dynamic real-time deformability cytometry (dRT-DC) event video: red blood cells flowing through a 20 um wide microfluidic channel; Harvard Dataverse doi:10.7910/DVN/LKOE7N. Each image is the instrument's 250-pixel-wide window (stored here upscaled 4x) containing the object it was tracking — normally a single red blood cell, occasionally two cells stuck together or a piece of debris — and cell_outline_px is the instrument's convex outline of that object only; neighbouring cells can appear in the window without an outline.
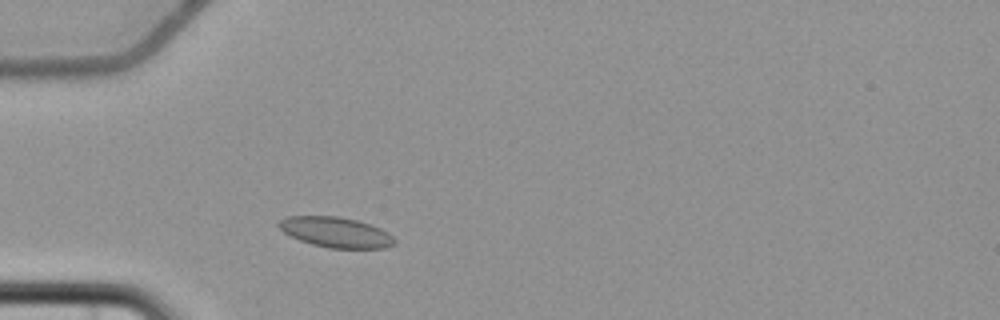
{"species": "common noctule bat (a hibernating species)", "species_latin": "Nyctalus noctula", "temperature_condition": "cold", "stored_images_in_passage": 2, "camera_frame_rate_fps": 3000, "um_per_image_px": 0.085, "animal": {"sex": "female", "body_mass_g": 22.7, "forearm_length_mm": 54.2}, "frame": {"image": 1, "passage_image": 2, "time_ms": 1.0, "image_size_px": [1000, 320], "cell_outline_px": [[396, 244], [384, 248], [328, 248], [312, 244], [300, 240], [284, 232], [276, 224], [280, 220], [288, 216], [336, 216], [356, 220], [372, 224], [388, 232], [396, 240]], "centroid_in_image_um": [28.57, 19.74], "position_along_channel_um": 56.4, "area_um2": 20.46}}